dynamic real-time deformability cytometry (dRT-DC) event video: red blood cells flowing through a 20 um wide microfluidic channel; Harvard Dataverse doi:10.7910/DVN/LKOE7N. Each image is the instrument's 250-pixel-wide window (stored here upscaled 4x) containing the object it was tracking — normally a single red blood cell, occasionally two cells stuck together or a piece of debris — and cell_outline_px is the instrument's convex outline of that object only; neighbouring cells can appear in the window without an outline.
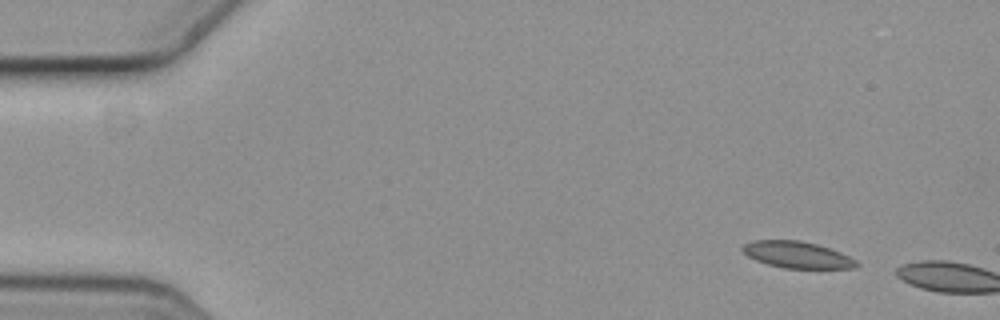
{"species": "common noctule bat (a hibernating species)", "species_latin": "Nyctalus noctula", "temperature_condition": "cold", "stored_images_in_passage": 4, "camera_frame_rate_fps": 3000, "um_per_image_px": 0.085, "animal": {"sex": "female", "body_mass_g": 19.3, "forearm_length_mm": 54.1}, "frame": {"image": 1, "passage_image": 1, "time_ms": 0.0, "image_size_px": [1000, 320], "cell_outline_px": [[860, 264], [856, 268], [784, 268], [768, 264], [756, 260], [748, 256], [740, 248], [744, 244], [752, 240], [800, 240], [816, 244], [840, 252], [856, 260]], "centroid_in_image_um": [67.75, 21.65], "position_along_channel_um": 17.3, "area_um2": 17.57}}